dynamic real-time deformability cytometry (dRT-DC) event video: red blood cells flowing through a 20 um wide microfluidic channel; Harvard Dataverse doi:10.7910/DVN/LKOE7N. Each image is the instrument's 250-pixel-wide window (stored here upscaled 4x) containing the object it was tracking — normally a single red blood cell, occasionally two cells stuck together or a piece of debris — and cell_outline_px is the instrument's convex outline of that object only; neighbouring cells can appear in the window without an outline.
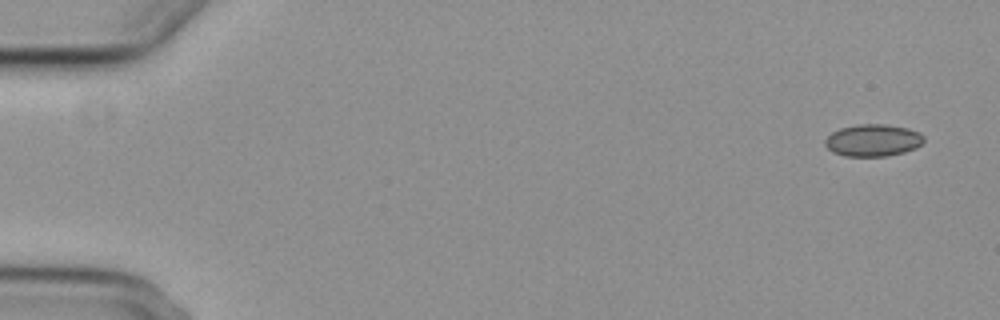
{"species": "common noctule bat (a hibernating species)", "species_latin": "Nyctalus noctula", "temperature_condition": "cold", "stored_images_in_passage": 6, "camera_frame_rate_fps": 3000, "um_per_image_px": 0.085, "animal": {"sex": "female", "body_mass_g": 29.2, "forearm_length_mm": 56.3}, "frame": {"image": 1, "passage_image": 1, "time_ms": 0.0, "image_size_px": [1000, 320], "cell_outline_px": [[924, 140], [916, 148], [904, 152], [888, 156], [844, 156], [832, 152], [824, 144], [824, 140], [832, 132], [840, 128], [860, 124], [884, 124], [908, 128], [920, 132], [924, 136]], "centroid_in_image_um": [74.2, 11.93], "position_along_channel_um": 10.8, "area_um2": 18.55}}